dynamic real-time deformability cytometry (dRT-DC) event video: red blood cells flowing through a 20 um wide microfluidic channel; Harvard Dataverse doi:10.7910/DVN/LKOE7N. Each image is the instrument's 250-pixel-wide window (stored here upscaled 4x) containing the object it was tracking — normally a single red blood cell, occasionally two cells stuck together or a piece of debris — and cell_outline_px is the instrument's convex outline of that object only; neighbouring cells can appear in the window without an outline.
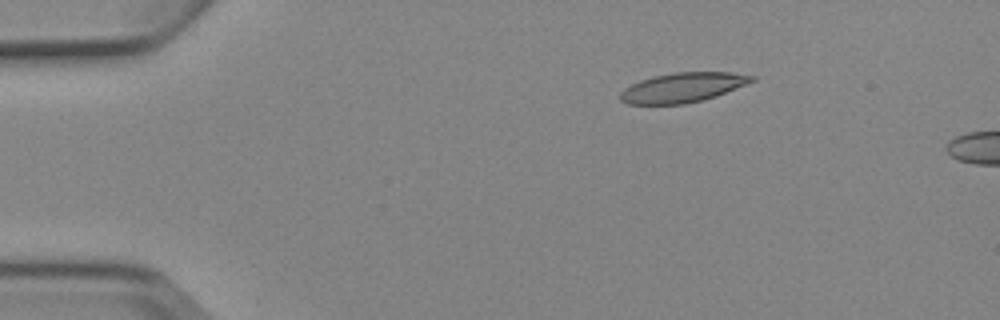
{"species": "Egyptian fruit bat (a non-hibernating species)", "species_latin": "Rousettus aegyptiacus", "temperature_condition": "cold", "stored_images_in_passage": 3, "camera_frame_rate_fps": 3000, "um_per_image_px": 0.085, "animal": {"sex": "female"}, "frame": {"image": 1, "passage_image": 2, "time_ms": 1.0, "image_size_px": [1000, 320], "cell_outline_px": [[756, 80], [748, 84], [716, 96], [704, 100], [684, 104], [628, 104], [620, 100], [620, 92], [624, 88], [640, 80], [652, 76], [672, 72], [732, 72], [756, 76]], "centroid_in_image_um": [58.05, 7.43], "position_along_channel_um": 26.9, "area_um2": 22.95}}